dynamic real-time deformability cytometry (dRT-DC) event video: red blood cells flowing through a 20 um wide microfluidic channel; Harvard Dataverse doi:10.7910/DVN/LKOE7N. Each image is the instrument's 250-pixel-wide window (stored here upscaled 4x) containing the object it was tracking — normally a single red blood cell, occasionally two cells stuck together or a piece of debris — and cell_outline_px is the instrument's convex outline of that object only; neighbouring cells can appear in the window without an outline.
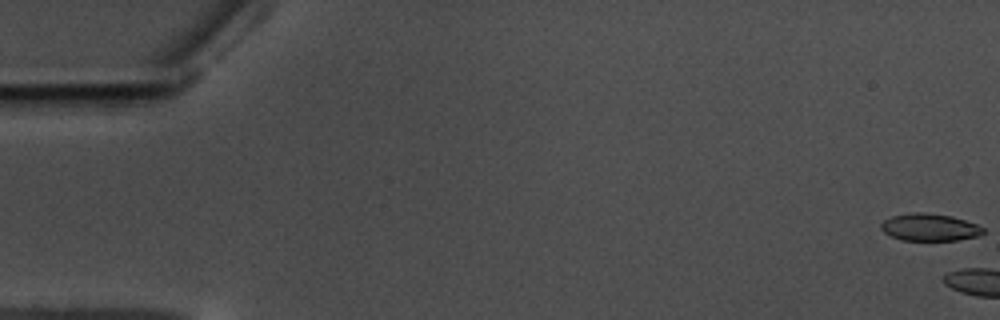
{"species": "common noctule bat (a hibernating species)", "species_latin": "Nyctalus noctula", "temperature_condition": "warm", "stored_images_in_passage": 4, "camera_frame_rate_fps": 3000, "um_per_image_px": 0.085, "animal": {"sex": "male", "body_mass_g": 17.5, "forearm_length_mm": 52.3}, "frame": {"image": 1, "passage_image": 1, "time_ms": 0.0, "image_size_px": [1000, 320], "cell_outline_px": [[984, 232], [980, 236], [956, 240], [900, 240], [884, 232], [880, 228], [880, 224], [884, 220], [892, 216], [912, 212], [924, 212], [952, 216], [976, 224], [984, 228]], "centroid_in_image_um": [79.01, 19.32], "position_along_channel_um": 6.0, "area_um2": 16.24}}